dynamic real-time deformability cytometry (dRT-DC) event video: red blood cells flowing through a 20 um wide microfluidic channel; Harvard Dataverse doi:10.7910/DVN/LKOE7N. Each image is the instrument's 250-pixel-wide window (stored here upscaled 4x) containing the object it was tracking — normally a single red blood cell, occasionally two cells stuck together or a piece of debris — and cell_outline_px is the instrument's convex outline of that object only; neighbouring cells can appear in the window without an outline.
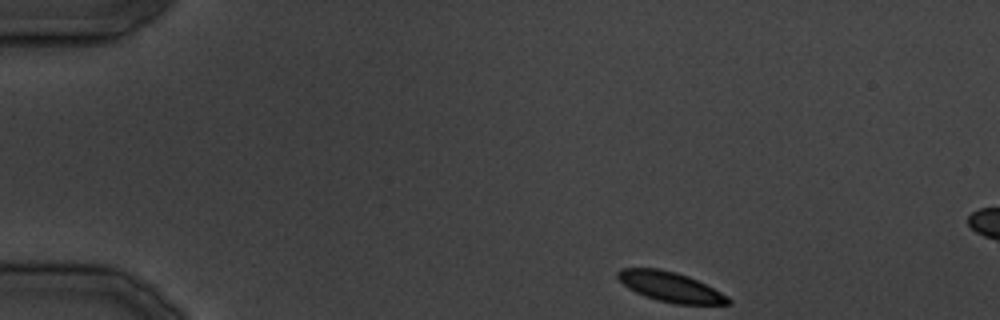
{"species": "common noctule bat (a hibernating species)", "species_latin": "Nyctalus noctula", "temperature_condition": "cold", "stored_images_in_passage": 7, "camera_frame_rate_fps": 3000, "um_per_image_px": 0.085, "animal": {"sex": "male", "body_mass_g": 19.5, "forearm_length_mm": 54.6}, "frame": {"image": 1, "passage_image": 1, "time_ms": 0.0, "image_size_px": [1000, 320], "cell_outline_px": [[732, 300], [728, 304], [676, 304], [656, 300], [644, 296], [628, 288], [616, 276], [616, 272], [620, 268], [660, 268], [676, 272], [688, 276], [728, 296]], "centroid_in_image_um": [56.94, 24.37], "position_along_channel_um": 28.1, "area_um2": 19.13}}